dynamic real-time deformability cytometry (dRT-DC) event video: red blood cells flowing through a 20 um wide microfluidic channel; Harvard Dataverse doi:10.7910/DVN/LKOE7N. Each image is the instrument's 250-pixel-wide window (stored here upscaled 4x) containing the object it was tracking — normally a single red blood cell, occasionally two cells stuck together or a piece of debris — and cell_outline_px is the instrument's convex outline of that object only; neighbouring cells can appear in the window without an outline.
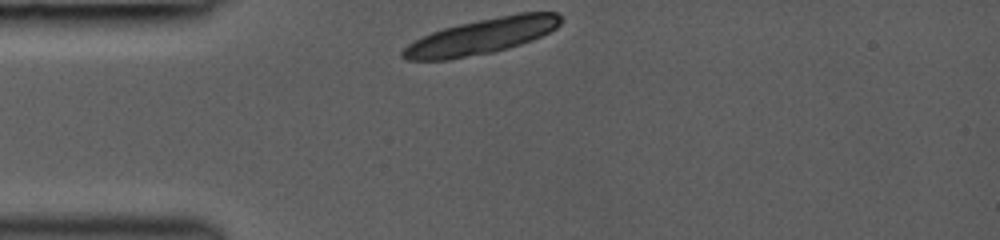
{"species": "common noctule bat (a hibernating species)", "species_latin": "Nyctalus noctula", "temperature_condition": "room temperature", "stored_images_in_passage": 30, "camera_frame_rate_fps": 3000, "um_per_image_px": 0.085, "animal": {"sex": "female", "body_mass_g": 19.0, "forearm_length_mm": 53.3}, "frame": {"image": 1, "passage_image": 1, "time_ms": 0.0, "image_size_px": [1000, 240], "cell_outline_px": [[564, 20], [556, 28], [532, 40], [520, 44], [492, 52], [448, 60], [404, 60], [400, 56], [400, 52], [408, 44], [432, 32], [444, 28], [460, 24], [520, 12], [556, 12], [564, 16]], "centroid_in_image_um": [40.95, 3.09], "position_along_channel_um": 44.0, "area_um2": 32.48}}